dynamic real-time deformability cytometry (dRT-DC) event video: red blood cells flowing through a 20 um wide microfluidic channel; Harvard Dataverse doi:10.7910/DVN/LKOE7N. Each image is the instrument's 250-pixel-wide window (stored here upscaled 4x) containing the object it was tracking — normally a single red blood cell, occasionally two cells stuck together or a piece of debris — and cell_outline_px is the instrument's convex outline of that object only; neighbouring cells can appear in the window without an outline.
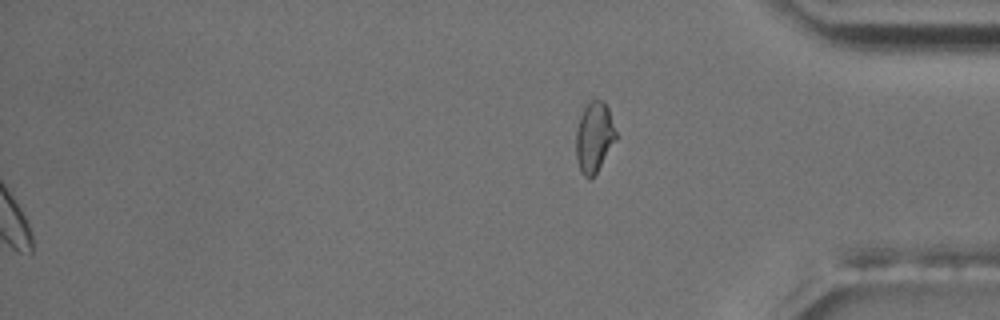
{"species": "common noctule bat (a hibernating species)", "species_latin": "Nyctalus noctula", "temperature_condition": "room temperature", "stored_images_in_passage": 16, "camera_frame_rate_fps": 3000, "um_per_image_px": 0.085, "animal": {"sex": "male", "body_mass_g": 17.5, "forearm_length_mm": 52.3}, "frame": {"image": 1, "passage_image": 16, "time_ms": 19.0, "image_size_px": [1000, 320], "cell_outline_px": [[616, 140], [596, 172], [592, 176], [584, 176], [576, 160], [576, 132], [580, 116], [584, 108], [592, 100], [604, 100], [608, 108], [616, 132]], "centroid_in_image_um": [50.5, 11.62], "position_along_channel_um": 384.7, "area_um2": 16.01}, "authors_computed_cell_mechanics": {"area_um2": 17.9758, "velocity_mm_per_s": 3.4744, "shape_relaxation_time_tau1_ms": 1.1254, "shape_relaxation_time_tau2_ms": null, "deformation_change_tau1": 0.0338, "deformation_change_tau2": null}}